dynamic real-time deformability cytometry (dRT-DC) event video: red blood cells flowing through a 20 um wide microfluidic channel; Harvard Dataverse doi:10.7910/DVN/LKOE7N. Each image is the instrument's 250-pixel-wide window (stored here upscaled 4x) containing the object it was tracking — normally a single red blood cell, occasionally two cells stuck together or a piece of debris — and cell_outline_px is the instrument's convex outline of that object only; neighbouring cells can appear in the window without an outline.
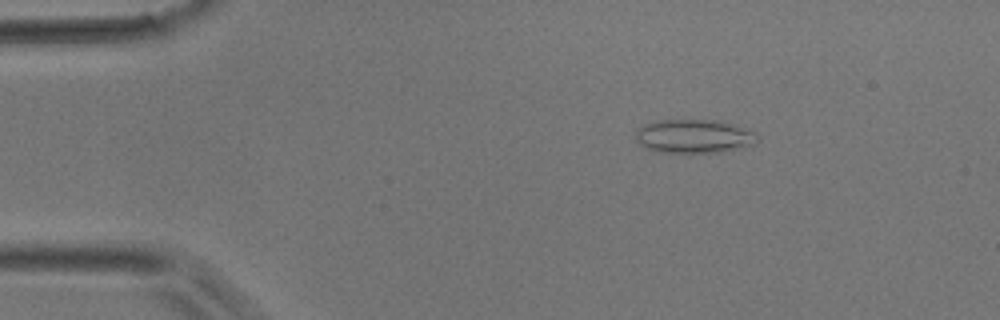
{"species": "common noctule bat (a hibernating species)", "species_latin": "Nyctalus noctula", "temperature_condition": "room temperature", "stored_images_in_passage": 4, "camera_frame_rate_fps": 3000, "um_per_image_px": 0.085, "animal": {"sex": "male", "body_mass_g": 17.9}, "frame": {"image": 1, "passage_image": 2, "time_ms": 0.333, "image_size_px": [1000, 320], "cell_outline_px": [[760, 140], [756, 144], [720, 152], [688, 156], [660, 152], [644, 148], [636, 140], [636, 128], [652, 120], [716, 120], [736, 124], [756, 132], [760, 136]], "centroid_in_image_um": [59.0, 11.62], "position_along_channel_um": 26.0, "area_um2": 25.2}}